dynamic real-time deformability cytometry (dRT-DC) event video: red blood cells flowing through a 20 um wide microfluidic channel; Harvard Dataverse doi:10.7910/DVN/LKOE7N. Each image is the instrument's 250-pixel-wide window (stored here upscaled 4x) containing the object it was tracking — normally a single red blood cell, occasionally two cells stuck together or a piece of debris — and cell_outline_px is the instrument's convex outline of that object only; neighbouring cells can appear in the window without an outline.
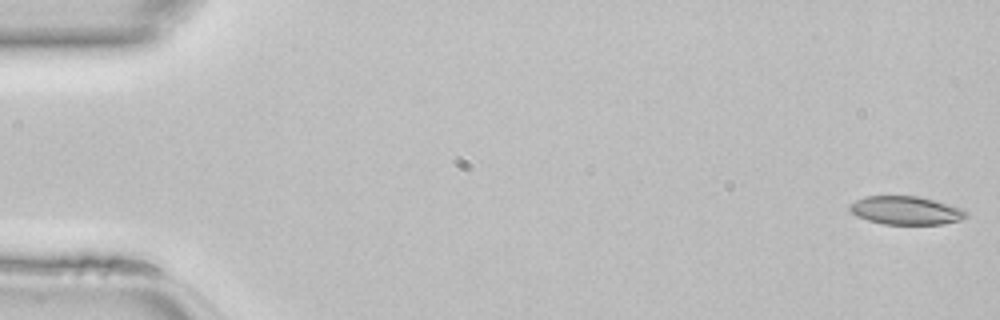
{"species": "common noctule bat (a hibernating species)", "species_latin": "Nyctalus noctula", "temperature_condition": "room temperature", "stored_images_in_passage": 46, "camera_frame_rate_fps": 3000, "um_per_image_px": 0.085, "animal": {"sex": "female", "body_mass_g": 22.7, "forearm_length_mm": 54.2}, "frame": {"image": 1, "passage_image": 1, "time_ms": 0.0, "image_size_px": [1000, 320], "cell_outline_px": [[968, 216], [960, 220], [940, 224], [884, 224], [868, 220], [856, 216], [848, 208], [848, 204], [864, 196], [920, 196], [964, 208], [968, 212]], "centroid_in_image_um": [77.01, 17.87], "position_along_channel_um": 8.0, "area_um2": 19.42}}
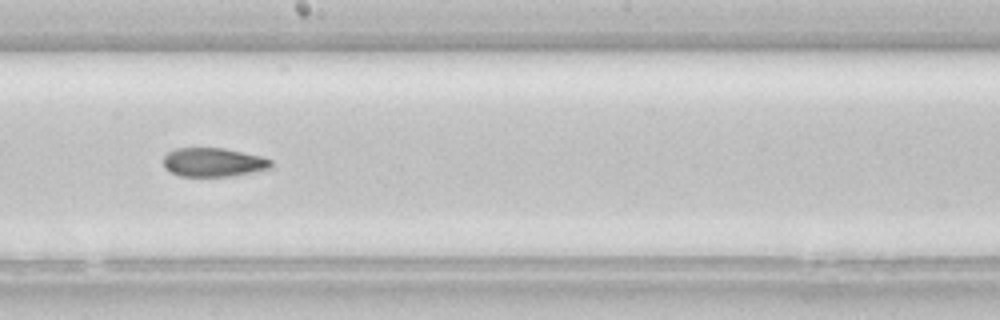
{"frame": {"image": 2, "passage_image": 26, "time_ms": 8.333, "image_size_px": [1000, 320], "cell_outline_px": [[272, 168], [232, 176], [180, 176], [164, 168], [164, 156], [168, 152], [176, 148], [224, 148], [260, 156], [272, 160]], "centroid_in_image_um": [18.14, 13.79], "position_along_channel_um": 230.1, "area_um2": 18.03}}
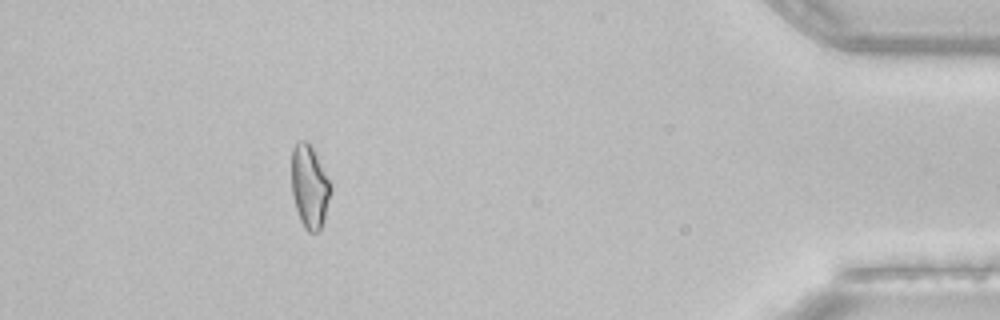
{"frame": {"image": 3, "passage_image": 42, "time_ms": 13.667, "image_size_px": [1000, 320], "cell_outline_px": [[332, 192], [324, 220], [320, 228], [316, 232], [308, 232], [304, 228], [300, 220], [296, 208], [292, 192], [292, 148], [300, 140], [308, 140], [332, 188]], "centroid_in_image_um": [26.31, 15.88], "position_along_channel_um": 408.9, "area_um2": 18.67}}